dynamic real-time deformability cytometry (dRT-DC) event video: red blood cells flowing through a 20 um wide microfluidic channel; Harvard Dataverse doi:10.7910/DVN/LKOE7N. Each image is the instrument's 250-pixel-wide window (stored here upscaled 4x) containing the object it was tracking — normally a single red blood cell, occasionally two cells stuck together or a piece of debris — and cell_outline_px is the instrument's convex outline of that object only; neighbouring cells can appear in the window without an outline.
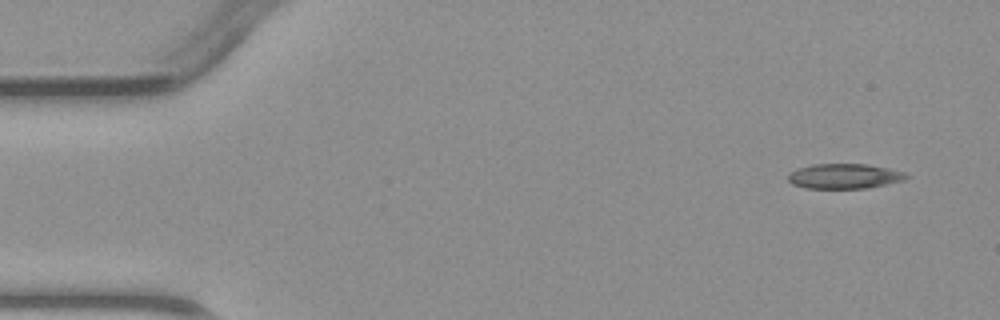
{"species": "common noctule bat (a hibernating species)", "species_latin": "Nyctalus noctula", "temperature_condition": "warm", "stored_images_in_passage": 5, "camera_frame_rate_fps": 3000, "um_per_image_px": 0.085, "animal": {"sex": "male", "body_mass_g": 23.1, "forearm_length_mm": 52.7}, "frame": {"image": 1, "passage_image": 1, "time_ms": 0.0, "image_size_px": [1000, 320], "cell_outline_px": [[908, 176], [904, 180], [868, 188], [804, 188], [792, 184], [788, 180], [788, 176], [796, 168], [812, 164], [868, 164], [888, 168], [904, 172]], "centroid_in_image_um": [71.75, 14.97], "position_along_channel_um": 13.3, "area_um2": 17.17}}
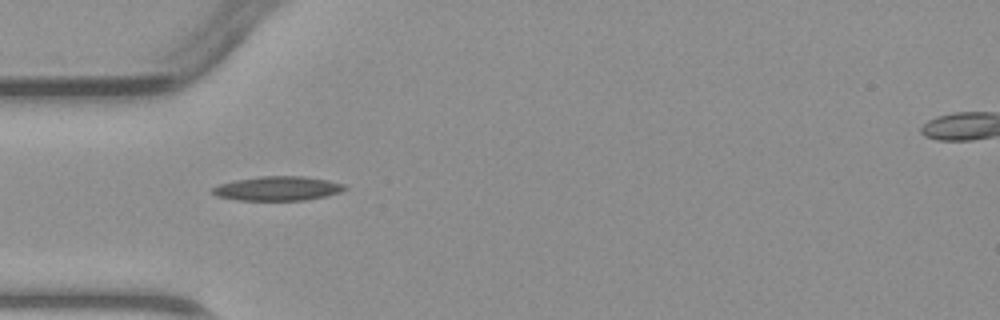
{"frame": {"image": 2, "passage_image": 4, "time_ms": 3.667, "image_size_px": [1000, 320], "cell_outline_px": [[348, 188], [340, 192], [324, 196], [304, 200], [240, 200], [216, 196], [212, 192], [212, 188], [220, 184], [236, 180], [260, 176], [304, 176], [328, 180], [344, 184]], "centroid_in_image_um": [23.62, 16.01], "position_along_channel_um": 61.4, "area_um2": 18.55}}
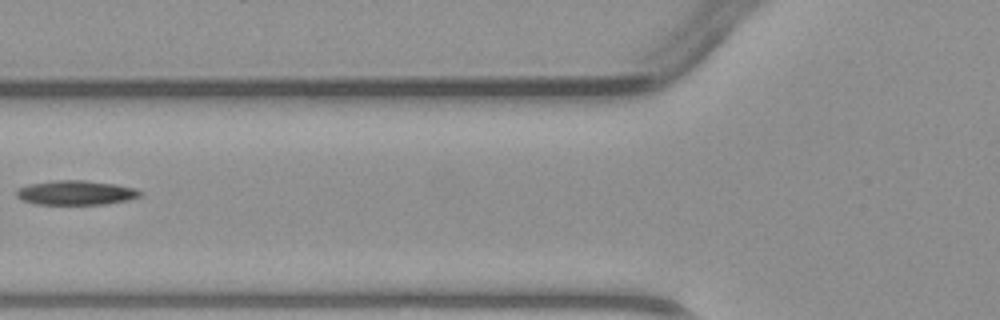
{"frame": {"image": 3, "passage_image": 5, "time_ms": 5.0, "image_size_px": [1000, 320], "cell_outline_px": [[144, 192], [140, 196], [128, 200], [104, 204], [36, 204], [24, 200], [16, 196], [16, 192], [20, 188], [28, 184], [56, 180], [84, 180], [116, 184], [136, 188]], "centroid_in_image_um": [6.5, 16.37], "position_along_channel_um": 119.3, "area_um2": 17.57}}